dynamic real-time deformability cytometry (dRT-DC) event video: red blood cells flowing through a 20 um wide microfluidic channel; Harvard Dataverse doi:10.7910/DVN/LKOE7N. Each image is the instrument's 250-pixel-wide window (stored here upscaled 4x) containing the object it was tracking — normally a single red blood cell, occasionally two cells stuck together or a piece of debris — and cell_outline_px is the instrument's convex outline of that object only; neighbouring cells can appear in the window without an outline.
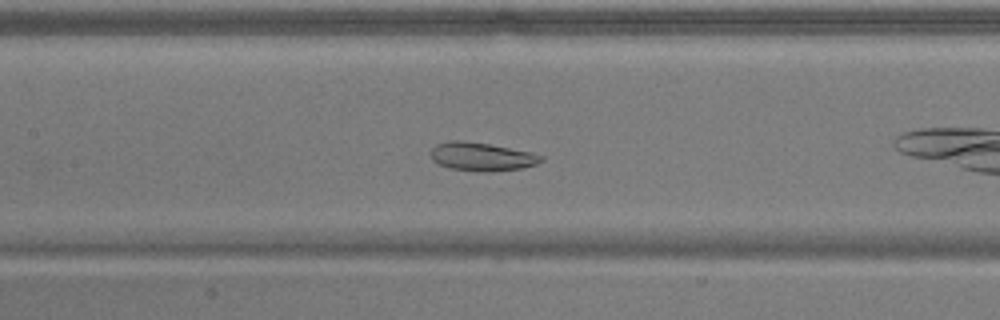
{"species": "common noctule bat (a hibernating species)", "species_latin": "Nyctalus noctula", "temperature_condition": "warm", "stored_images_in_passage": 44, "camera_frame_rate_fps": 3000, "um_per_image_px": 0.085, "animal": {"sex": "male", "body_mass_g": 17.9}, "frame": {"image": 1, "passage_image": 13, "time_ms": 4.0, "image_size_px": [1000, 320], "cell_outline_px": [[544, 160], [536, 164], [520, 168], [492, 172], [484, 172], [448, 168], [432, 160], [432, 148], [436, 144], [452, 140], [460, 140], [488, 144], [532, 152], [544, 156]], "centroid_in_image_um": [40.97, 13.32], "position_along_channel_um": 166.4, "area_um2": 18.21}, "authors_computed_cell_mechanics": {"area_um2": 20.7213, "velocity_mm_per_s": 3.6104, "shape_relaxation_time_tau1_ms": null, "shape_relaxation_time_tau2_ms": 1.3715, "deformation_change_tau1": null, "deformation_change_tau2": 0.0764}}